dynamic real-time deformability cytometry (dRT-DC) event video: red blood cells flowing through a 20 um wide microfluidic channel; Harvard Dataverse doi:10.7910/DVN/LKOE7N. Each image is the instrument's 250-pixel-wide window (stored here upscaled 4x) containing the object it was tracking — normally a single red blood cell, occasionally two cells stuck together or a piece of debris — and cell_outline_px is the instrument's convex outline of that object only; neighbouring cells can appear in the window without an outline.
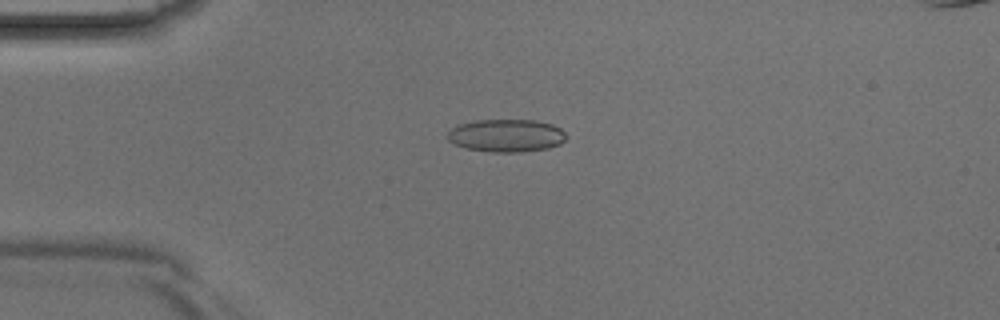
{"species": "Egyptian fruit bat (a non-hibernating species)", "species_latin": "Rousettus aegyptiacus", "temperature_condition": "room temperature", "stored_images_in_passage": 42, "camera_frame_rate_fps": 3000, "um_per_image_px": 0.085, "animal": {"sex": "male"}, "frame": {"image": 1, "passage_image": 10, "time_ms": 3.0, "image_size_px": [1000, 320], "cell_outline_px": [[568, 136], [560, 144], [548, 148], [520, 152], [488, 152], [464, 148], [448, 140], [448, 132], [452, 128], [460, 124], [476, 120], [536, 120], [552, 124], [560, 128]], "centroid_in_image_um": [43.05, 11.52], "position_along_channel_um": 41.9, "area_um2": 22.72}}
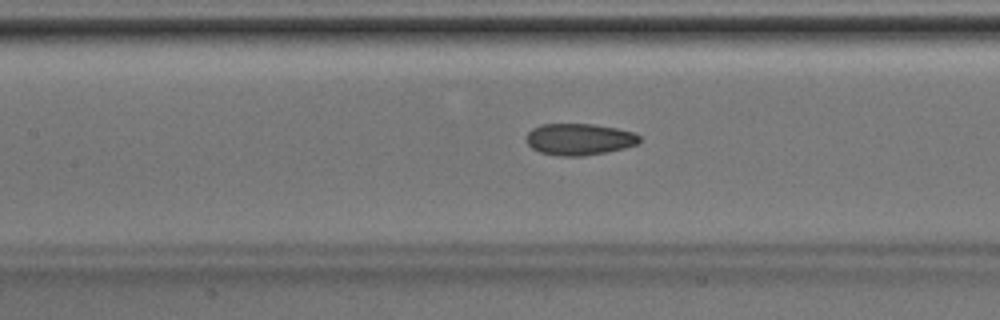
{"frame": {"image": 2, "passage_image": 19, "time_ms": 6.0, "image_size_px": [1000, 320], "cell_outline_px": [[640, 140], [636, 144], [624, 148], [584, 156], [560, 156], [540, 152], [532, 148], [528, 144], [528, 132], [532, 128], [540, 124], [592, 124], [616, 128], [632, 132], [640, 136]], "centroid_in_image_um": [49.22, 11.83], "position_along_channel_um": 158.2, "area_um2": 20.63}}
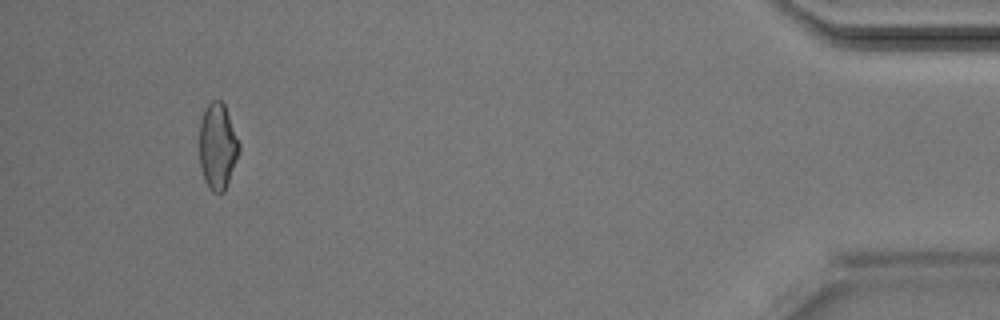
{"frame": {"image": 3, "passage_image": 40, "time_ms": 13.0, "image_size_px": [1000, 320], "cell_outline_px": [[240, 152], [224, 192], [212, 192], [208, 188], [204, 180], [200, 168], [200, 120], [204, 108], [212, 100], [220, 100], [224, 104], [240, 144]], "centroid_in_image_um": [18.49, 12.44], "position_along_channel_um": 416.7, "area_um2": 20.0}}